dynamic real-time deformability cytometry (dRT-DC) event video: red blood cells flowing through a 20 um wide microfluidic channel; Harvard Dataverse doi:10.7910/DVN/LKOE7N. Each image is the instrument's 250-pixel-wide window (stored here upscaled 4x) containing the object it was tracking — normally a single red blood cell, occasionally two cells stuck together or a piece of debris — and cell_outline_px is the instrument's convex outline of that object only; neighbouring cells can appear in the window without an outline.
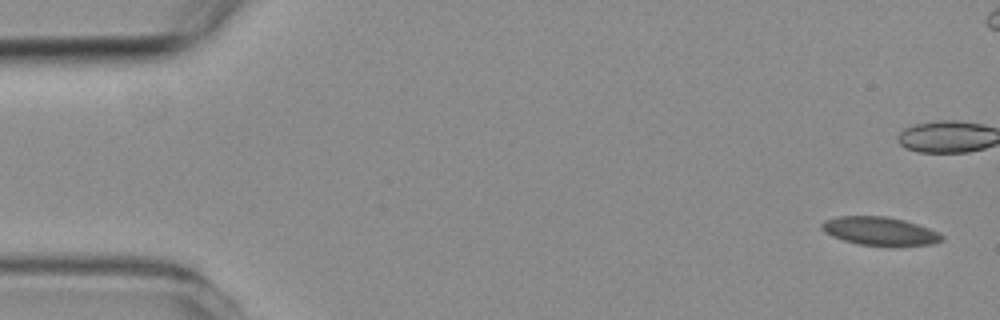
{"species": "common noctule bat (a hibernating species)", "species_latin": "Nyctalus noctula", "temperature_condition": "room temperature", "stored_images_in_passage": 5, "camera_frame_rate_fps": 3000, "um_per_image_px": 0.085, "animal": {"sex": "female", "body_mass_g": 19.3, "forearm_length_mm": 54.1}, "frame": {"image": 1, "passage_image": 1, "time_ms": 0.0, "image_size_px": [1000, 320], "cell_outline_px": [[944, 240], [932, 244], [860, 244], [844, 240], [832, 236], [824, 232], [820, 228], [820, 224], [824, 220], [840, 216], [888, 216], [904, 220], [940, 232], [944, 236]], "centroid_in_image_um": [74.75, 19.61], "position_along_channel_um": 10.2, "area_um2": 19.42}}